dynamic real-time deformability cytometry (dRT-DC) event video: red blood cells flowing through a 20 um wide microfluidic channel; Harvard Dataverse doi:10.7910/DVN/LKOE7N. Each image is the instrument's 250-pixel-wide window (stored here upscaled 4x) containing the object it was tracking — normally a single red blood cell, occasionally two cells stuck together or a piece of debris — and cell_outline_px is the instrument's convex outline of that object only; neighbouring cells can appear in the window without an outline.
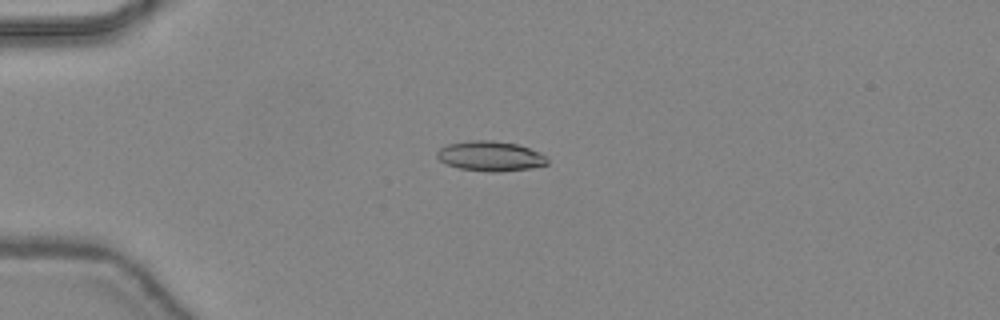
{"species": "common noctule bat (a hibernating species)", "species_latin": "Nyctalus noctula", "temperature_condition": "warm", "stored_images_in_passage": 45, "camera_frame_rate_fps": 3000, "um_per_image_px": 0.085, "animal": {"sex": "female", "body_mass_g": 24.6, "forearm_length_mm": 56.2}, "frame": {"image": 1, "passage_image": 11, "time_ms": 3.333, "image_size_px": [1000, 320], "cell_outline_px": [[548, 164], [532, 168], [500, 172], [488, 172], [460, 168], [448, 164], [440, 160], [436, 156], [436, 152], [440, 148], [448, 144], [472, 140], [492, 140], [516, 144], [540, 152], [548, 156]], "centroid_in_image_um": [41.71, 13.27], "position_along_channel_um": 43.3, "area_um2": 19.31}}
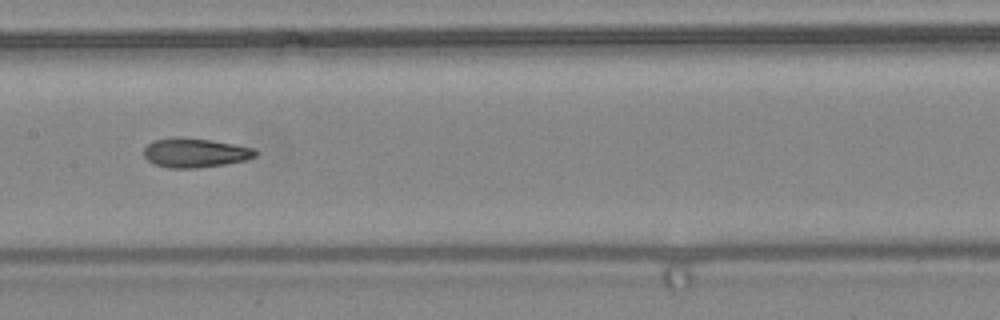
{"frame": {"image": 2, "passage_image": 23, "time_ms": 7.333, "image_size_px": [1000, 320], "cell_outline_px": [[256, 156], [244, 160], [224, 164], [196, 168], [168, 168], [152, 164], [144, 156], [144, 148], [152, 140], [176, 136], [180, 136], [212, 140], [256, 148]], "centroid_in_image_um": [16.54, 12.97], "position_along_channel_um": 190.9, "area_um2": 19.25}}
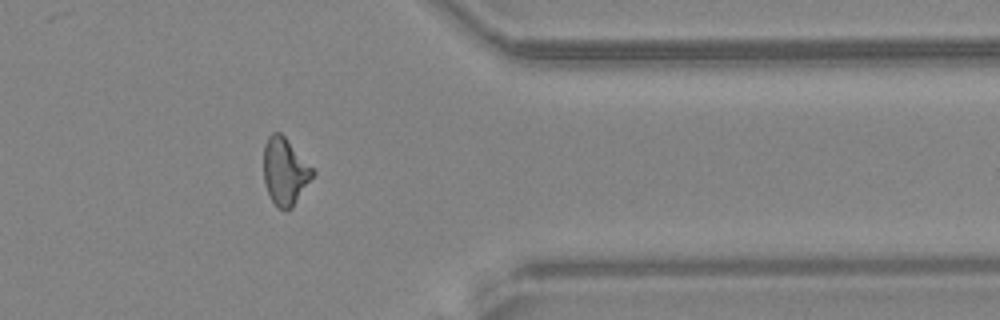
{"frame": {"image": 3, "passage_image": 37, "time_ms": 12.0, "image_size_px": [1000, 320], "cell_outline_px": [[316, 172], [292, 208], [284, 212], [272, 200], [264, 184], [264, 144], [268, 136], [272, 132], [280, 132], [284, 136]], "centroid_in_image_um": [24.21, 14.57], "position_along_channel_um": 387.2, "area_um2": 19.02}, "authors_computed_cell_mechanics": {"area_um2": 19.0162, "velocity_mm_per_s": 4.4758, "shape_relaxation_time_tau1_ms": 8.6015, "shape_relaxation_time_tau2_ms": 2.0551, "deformation_change_tau1": 0.229, "deformation_change_tau2": 0.0974}}